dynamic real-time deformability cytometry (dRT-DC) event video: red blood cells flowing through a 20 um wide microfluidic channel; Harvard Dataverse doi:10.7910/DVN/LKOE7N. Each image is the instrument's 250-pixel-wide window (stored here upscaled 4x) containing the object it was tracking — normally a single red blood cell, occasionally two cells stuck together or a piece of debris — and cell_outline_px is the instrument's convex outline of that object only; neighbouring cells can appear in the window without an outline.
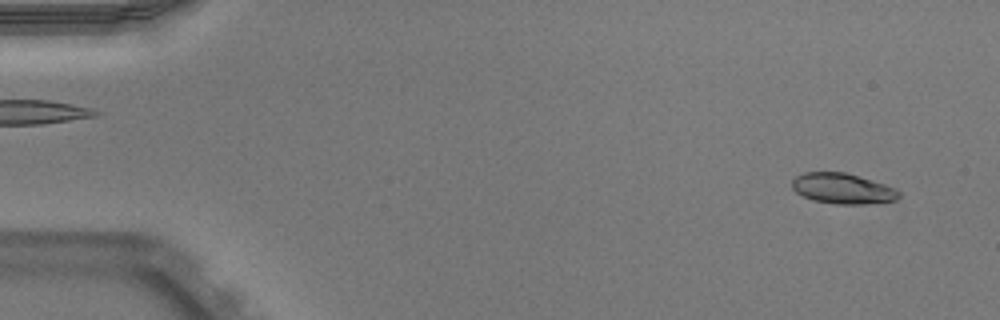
{"species": "Egyptian fruit bat (a non-hibernating species)", "species_latin": "Rousettus aegyptiacus", "temperature_condition": "warm", "stored_images_in_passage": 51, "camera_frame_rate_fps": 3000, "um_per_image_px": 0.085, "animal": {"sex": "male"}, "frame": {"image": 1, "passage_image": 3, "time_ms": 0.667, "image_size_px": [1000, 320], "cell_outline_px": [[900, 196], [896, 200], [864, 204], [836, 204], [812, 200], [796, 192], [792, 188], [792, 180], [796, 176], [804, 172], [844, 172], [872, 180], [896, 188], [900, 192]], "centroid_in_image_um": [71.62, 16.03], "position_along_channel_um": 13.4, "area_um2": 18.96}}
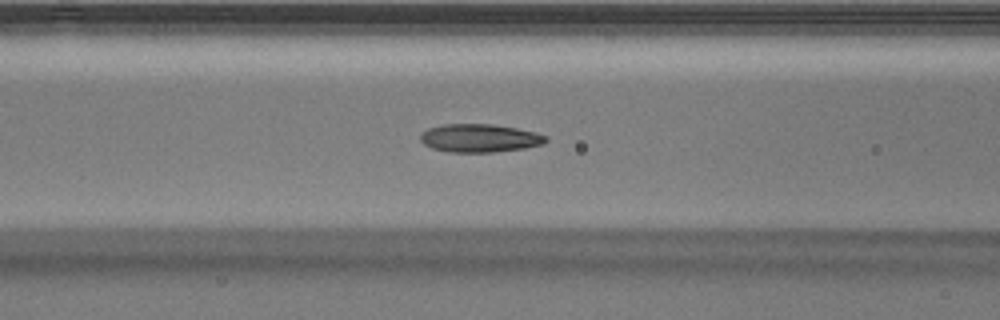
{"frame": {"image": 2, "passage_image": 21, "time_ms": 6.667, "image_size_px": [1000, 320], "cell_outline_px": [[548, 140], [544, 144], [524, 148], [492, 152], [448, 152], [432, 148], [424, 144], [420, 140], [420, 132], [428, 128], [444, 124], [492, 124], [516, 128], [536, 132], [548, 136]], "centroid_in_image_um": [40.77, 11.73], "position_along_channel_um": 125.8, "area_um2": 20.75}}
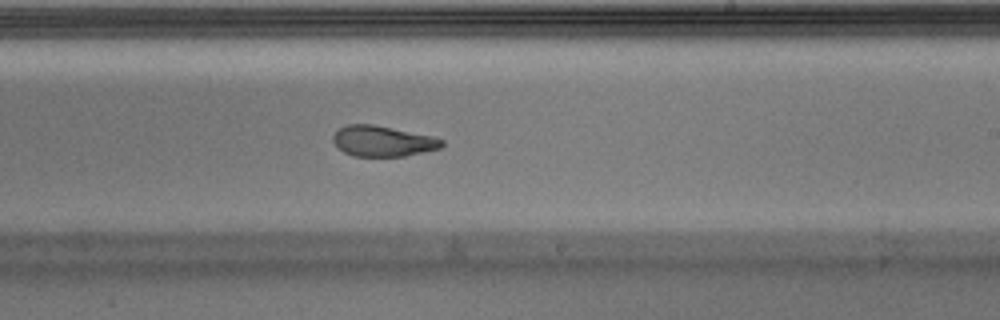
{"frame": {"image": 3, "passage_image": 31, "time_ms": 10.0, "image_size_px": [1000, 320], "cell_outline_px": [[444, 144], [440, 148], [424, 152], [404, 156], [352, 156], [344, 152], [332, 140], [332, 136], [340, 128], [348, 124], [372, 124], [432, 136], [444, 140]], "centroid_in_image_um": [32.54, 12.0], "position_along_channel_um": 256.5, "area_um2": 19.25}, "authors_computed_cell_mechanics": {"area_um2": 20.1144, "velocity_mm_per_s": 3.9181, "shape_relaxation_time_tau1_ms": 8.7464, "shape_relaxation_time_tau2_ms": 1.2394, "deformation_change_tau1": 0.2794, "deformation_change_tau2": 0.0814}}